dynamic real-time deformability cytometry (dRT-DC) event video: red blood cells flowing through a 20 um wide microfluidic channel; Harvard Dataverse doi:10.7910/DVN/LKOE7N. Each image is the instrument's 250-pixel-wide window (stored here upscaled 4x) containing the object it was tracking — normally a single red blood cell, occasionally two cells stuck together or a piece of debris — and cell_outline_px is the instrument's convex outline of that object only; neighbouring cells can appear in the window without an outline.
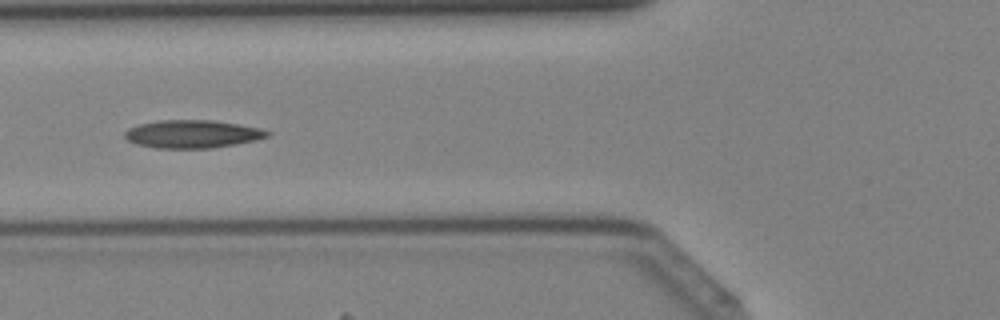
{"species": "Egyptian fruit bat (a non-hibernating species)", "species_latin": "Rousettus aegyptiacus", "temperature_condition": "cold", "stored_images_in_passage": 34, "camera_frame_rate_fps": 3000, "um_per_image_px": 0.085, "animal": {"sex": "female"}, "frame": {"image": 1, "passage_image": 8, "time_ms": 2.333, "image_size_px": [1000, 320], "cell_outline_px": [[272, 132], [268, 136], [256, 140], [236, 144], [212, 148], [156, 148], [136, 144], [128, 140], [124, 136], [124, 132], [128, 128], [140, 124], [160, 120], [212, 120], [260, 128]], "centroid_in_image_um": [16.35, 11.39], "position_along_channel_um": 109.5, "area_um2": 23.18}}
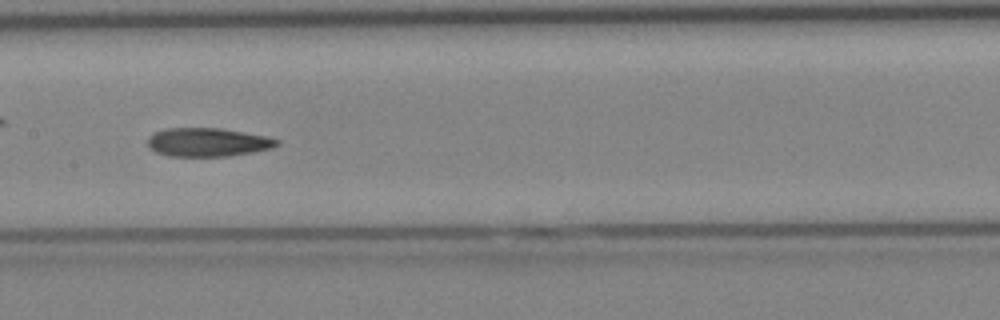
{"frame": {"image": 2, "passage_image": 13, "time_ms": 4.0, "image_size_px": [1000, 320], "cell_outline_px": [[280, 144], [272, 148], [252, 152], [228, 156], [168, 156], [156, 152], [148, 144], [148, 136], [164, 128], [220, 128], [268, 136], [280, 140]], "centroid_in_image_um": [17.69, 12.08], "position_along_channel_um": 189.7, "area_um2": 21.56}}
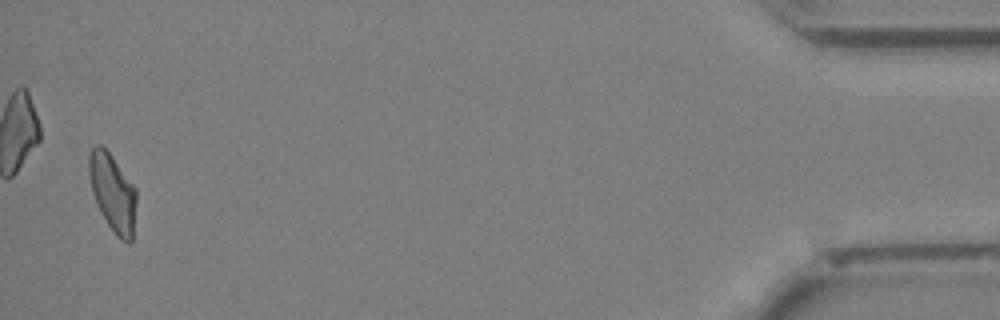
{"frame": {"image": 3, "passage_image": 33, "time_ms": 10.667, "image_size_px": [1000, 320], "cell_outline_px": [[136, 204], [132, 240], [128, 244], [120, 240], [116, 236], [100, 212], [92, 192], [88, 172], [88, 152], [96, 144], [100, 144], [112, 156], [136, 188]], "centroid_in_image_um": [9.57, 16.37], "position_along_channel_um": 425.6, "area_um2": 21.56}}